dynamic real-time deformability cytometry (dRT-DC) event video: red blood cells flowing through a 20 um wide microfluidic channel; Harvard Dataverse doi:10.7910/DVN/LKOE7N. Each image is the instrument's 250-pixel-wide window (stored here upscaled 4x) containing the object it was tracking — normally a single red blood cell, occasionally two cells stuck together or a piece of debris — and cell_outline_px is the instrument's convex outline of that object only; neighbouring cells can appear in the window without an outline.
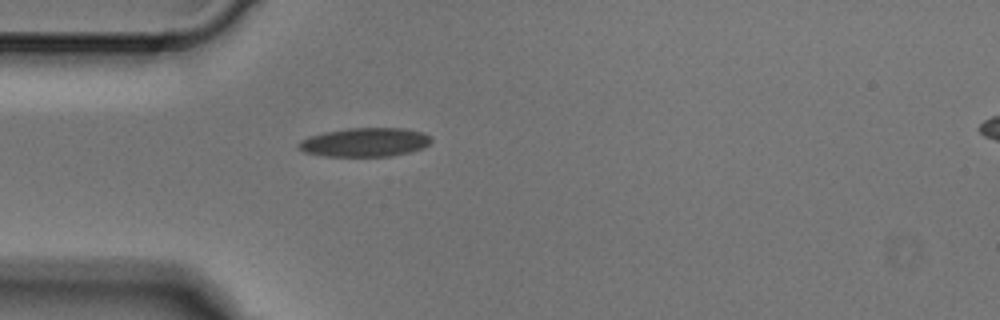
{"species": "Egyptian fruit bat (a non-hibernating species)", "species_latin": "Rousettus aegyptiacus", "temperature_condition": "cold", "stored_images_in_passage": 1, "camera_frame_rate_fps": 3000, "um_per_image_px": 0.085, "animal": {"sex": "male"}, "frame": {"image": 1, "passage_image": 1, "time_ms": 0.0, "image_size_px": [1000, 320], "cell_outline_px": [[432, 140], [424, 148], [392, 156], [324, 156], [304, 152], [296, 144], [300, 140], [308, 136], [324, 132], [348, 128], [404, 128], [424, 132], [432, 136]], "centroid_in_image_um": [31.03, 12.08], "position_along_channel_um": 54.0, "area_um2": 22.48}}